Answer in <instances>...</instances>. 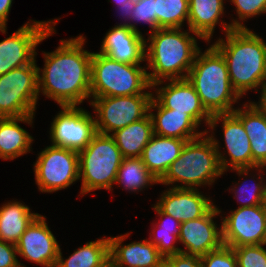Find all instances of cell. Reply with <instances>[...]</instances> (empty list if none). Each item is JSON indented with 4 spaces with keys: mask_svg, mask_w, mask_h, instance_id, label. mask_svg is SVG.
Listing matches in <instances>:
<instances>
[{
    "mask_svg": "<svg viewBox=\"0 0 266 267\" xmlns=\"http://www.w3.org/2000/svg\"><path fill=\"white\" fill-rule=\"evenodd\" d=\"M85 42L82 35L62 39L55 51L44 52V68L38 67L39 93L59 106H79L91 97L93 52L84 50Z\"/></svg>",
    "mask_w": 266,
    "mask_h": 267,
    "instance_id": "1",
    "label": "cell"
},
{
    "mask_svg": "<svg viewBox=\"0 0 266 267\" xmlns=\"http://www.w3.org/2000/svg\"><path fill=\"white\" fill-rule=\"evenodd\" d=\"M237 19L221 22L226 38L212 45L224 57L231 86L241 98L266 82V43Z\"/></svg>",
    "mask_w": 266,
    "mask_h": 267,
    "instance_id": "2",
    "label": "cell"
},
{
    "mask_svg": "<svg viewBox=\"0 0 266 267\" xmlns=\"http://www.w3.org/2000/svg\"><path fill=\"white\" fill-rule=\"evenodd\" d=\"M181 30L182 28H158L145 39V61H148L146 68L152 69V72H147V76L152 87L163 85V79H186L200 50L196 36L201 37L194 32L190 35L189 31Z\"/></svg>",
    "mask_w": 266,
    "mask_h": 267,
    "instance_id": "3",
    "label": "cell"
},
{
    "mask_svg": "<svg viewBox=\"0 0 266 267\" xmlns=\"http://www.w3.org/2000/svg\"><path fill=\"white\" fill-rule=\"evenodd\" d=\"M186 79L211 115L235 110L234 104L240 97L231 86L224 57L213 45L203 53L201 49L197 52Z\"/></svg>",
    "mask_w": 266,
    "mask_h": 267,
    "instance_id": "4",
    "label": "cell"
},
{
    "mask_svg": "<svg viewBox=\"0 0 266 267\" xmlns=\"http://www.w3.org/2000/svg\"><path fill=\"white\" fill-rule=\"evenodd\" d=\"M208 132L211 131L206 130L200 137L185 143L179 157L169 166L159 184H174L172 188L197 189L202 185L212 186L215 179L224 174L216 147ZM179 182L180 185H175Z\"/></svg>",
    "mask_w": 266,
    "mask_h": 267,
    "instance_id": "5",
    "label": "cell"
},
{
    "mask_svg": "<svg viewBox=\"0 0 266 267\" xmlns=\"http://www.w3.org/2000/svg\"><path fill=\"white\" fill-rule=\"evenodd\" d=\"M147 68L140 64L120 63L97 52L91 58V97L131 96L153 94Z\"/></svg>",
    "mask_w": 266,
    "mask_h": 267,
    "instance_id": "6",
    "label": "cell"
},
{
    "mask_svg": "<svg viewBox=\"0 0 266 267\" xmlns=\"http://www.w3.org/2000/svg\"><path fill=\"white\" fill-rule=\"evenodd\" d=\"M78 156L80 194L113 188L123 156L111 135L96 133Z\"/></svg>",
    "mask_w": 266,
    "mask_h": 267,
    "instance_id": "7",
    "label": "cell"
},
{
    "mask_svg": "<svg viewBox=\"0 0 266 267\" xmlns=\"http://www.w3.org/2000/svg\"><path fill=\"white\" fill-rule=\"evenodd\" d=\"M36 60L0 75V118L35 114L39 96Z\"/></svg>",
    "mask_w": 266,
    "mask_h": 267,
    "instance_id": "8",
    "label": "cell"
},
{
    "mask_svg": "<svg viewBox=\"0 0 266 267\" xmlns=\"http://www.w3.org/2000/svg\"><path fill=\"white\" fill-rule=\"evenodd\" d=\"M220 121L222 122L225 148L230 157L228 160L219 151V140H216L212 134L209 136L216 147L222 171L227 172L230 169L236 171L239 176L248 175L254 169L259 171V174L264 173L262 170L266 169V166H258L252 160L250 140L242 122L233 113L214 114L208 127L213 130Z\"/></svg>",
    "mask_w": 266,
    "mask_h": 267,
    "instance_id": "9",
    "label": "cell"
},
{
    "mask_svg": "<svg viewBox=\"0 0 266 267\" xmlns=\"http://www.w3.org/2000/svg\"><path fill=\"white\" fill-rule=\"evenodd\" d=\"M154 94L131 96L90 97L96 116V132L111 135L116 130L144 118Z\"/></svg>",
    "mask_w": 266,
    "mask_h": 267,
    "instance_id": "10",
    "label": "cell"
},
{
    "mask_svg": "<svg viewBox=\"0 0 266 267\" xmlns=\"http://www.w3.org/2000/svg\"><path fill=\"white\" fill-rule=\"evenodd\" d=\"M34 166L39 191L53 193L79 180L78 152L50 145L43 149Z\"/></svg>",
    "mask_w": 266,
    "mask_h": 267,
    "instance_id": "11",
    "label": "cell"
},
{
    "mask_svg": "<svg viewBox=\"0 0 266 267\" xmlns=\"http://www.w3.org/2000/svg\"><path fill=\"white\" fill-rule=\"evenodd\" d=\"M60 19L27 22L11 36L0 42V75L35 60L36 47L51 36ZM57 21V22H56Z\"/></svg>",
    "mask_w": 266,
    "mask_h": 267,
    "instance_id": "12",
    "label": "cell"
},
{
    "mask_svg": "<svg viewBox=\"0 0 266 267\" xmlns=\"http://www.w3.org/2000/svg\"><path fill=\"white\" fill-rule=\"evenodd\" d=\"M222 219L224 245L233 248L266 244V204L238 207Z\"/></svg>",
    "mask_w": 266,
    "mask_h": 267,
    "instance_id": "13",
    "label": "cell"
},
{
    "mask_svg": "<svg viewBox=\"0 0 266 267\" xmlns=\"http://www.w3.org/2000/svg\"><path fill=\"white\" fill-rule=\"evenodd\" d=\"M61 109L51 122L52 145L80 152L97 133L95 118L80 106H61Z\"/></svg>",
    "mask_w": 266,
    "mask_h": 267,
    "instance_id": "14",
    "label": "cell"
},
{
    "mask_svg": "<svg viewBox=\"0 0 266 267\" xmlns=\"http://www.w3.org/2000/svg\"><path fill=\"white\" fill-rule=\"evenodd\" d=\"M220 213L214 205L204 216L180 224L179 242L185 246L181 253L201 258L223 245L222 226L213 220Z\"/></svg>",
    "mask_w": 266,
    "mask_h": 267,
    "instance_id": "15",
    "label": "cell"
},
{
    "mask_svg": "<svg viewBox=\"0 0 266 267\" xmlns=\"http://www.w3.org/2000/svg\"><path fill=\"white\" fill-rule=\"evenodd\" d=\"M19 256L45 267H55L60 246L46 223V216L38 215L16 244Z\"/></svg>",
    "mask_w": 266,
    "mask_h": 267,
    "instance_id": "16",
    "label": "cell"
},
{
    "mask_svg": "<svg viewBox=\"0 0 266 267\" xmlns=\"http://www.w3.org/2000/svg\"><path fill=\"white\" fill-rule=\"evenodd\" d=\"M162 87L155 88L154 98L167 109L173 112L188 113L200 125L205 122L209 125L212 115L202 105L200 97L187 79L168 80ZM203 120V121H202Z\"/></svg>",
    "mask_w": 266,
    "mask_h": 267,
    "instance_id": "17",
    "label": "cell"
},
{
    "mask_svg": "<svg viewBox=\"0 0 266 267\" xmlns=\"http://www.w3.org/2000/svg\"><path fill=\"white\" fill-rule=\"evenodd\" d=\"M197 188H169L155 204L163 213L180 223L204 216L214 203Z\"/></svg>",
    "mask_w": 266,
    "mask_h": 267,
    "instance_id": "18",
    "label": "cell"
},
{
    "mask_svg": "<svg viewBox=\"0 0 266 267\" xmlns=\"http://www.w3.org/2000/svg\"><path fill=\"white\" fill-rule=\"evenodd\" d=\"M145 38L122 23L106 33L100 53L120 63L141 64L145 61Z\"/></svg>",
    "mask_w": 266,
    "mask_h": 267,
    "instance_id": "19",
    "label": "cell"
},
{
    "mask_svg": "<svg viewBox=\"0 0 266 267\" xmlns=\"http://www.w3.org/2000/svg\"><path fill=\"white\" fill-rule=\"evenodd\" d=\"M129 235V233H125L116 237L110 236V267H159L165 261L157 247L148 239L122 245Z\"/></svg>",
    "mask_w": 266,
    "mask_h": 267,
    "instance_id": "20",
    "label": "cell"
},
{
    "mask_svg": "<svg viewBox=\"0 0 266 267\" xmlns=\"http://www.w3.org/2000/svg\"><path fill=\"white\" fill-rule=\"evenodd\" d=\"M154 109L157 110L156 114L152 112ZM149 115L153 123V133L159 136L189 141L206 133V130L197 131L200 124L190 114L164 108L154 95L149 105Z\"/></svg>",
    "mask_w": 266,
    "mask_h": 267,
    "instance_id": "21",
    "label": "cell"
},
{
    "mask_svg": "<svg viewBox=\"0 0 266 267\" xmlns=\"http://www.w3.org/2000/svg\"><path fill=\"white\" fill-rule=\"evenodd\" d=\"M187 141L153 134L145 146L141 159L149 172L159 181L169 166L179 157Z\"/></svg>",
    "mask_w": 266,
    "mask_h": 267,
    "instance_id": "22",
    "label": "cell"
},
{
    "mask_svg": "<svg viewBox=\"0 0 266 267\" xmlns=\"http://www.w3.org/2000/svg\"><path fill=\"white\" fill-rule=\"evenodd\" d=\"M34 115L0 118V158L13 160L31 151L34 139L18 122L32 125Z\"/></svg>",
    "mask_w": 266,
    "mask_h": 267,
    "instance_id": "23",
    "label": "cell"
},
{
    "mask_svg": "<svg viewBox=\"0 0 266 267\" xmlns=\"http://www.w3.org/2000/svg\"><path fill=\"white\" fill-rule=\"evenodd\" d=\"M243 124L250 140L252 160L258 166H266V115L253 104L246 103L243 108L232 112Z\"/></svg>",
    "mask_w": 266,
    "mask_h": 267,
    "instance_id": "24",
    "label": "cell"
},
{
    "mask_svg": "<svg viewBox=\"0 0 266 267\" xmlns=\"http://www.w3.org/2000/svg\"><path fill=\"white\" fill-rule=\"evenodd\" d=\"M224 9V0H189L188 30L209 43Z\"/></svg>",
    "mask_w": 266,
    "mask_h": 267,
    "instance_id": "25",
    "label": "cell"
},
{
    "mask_svg": "<svg viewBox=\"0 0 266 267\" xmlns=\"http://www.w3.org/2000/svg\"><path fill=\"white\" fill-rule=\"evenodd\" d=\"M153 134V123L148 113L144 118L116 130L111 136L123 158H141Z\"/></svg>",
    "mask_w": 266,
    "mask_h": 267,
    "instance_id": "26",
    "label": "cell"
},
{
    "mask_svg": "<svg viewBox=\"0 0 266 267\" xmlns=\"http://www.w3.org/2000/svg\"><path fill=\"white\" fill-rule=\"evenodd\" d=\"M20 201H10L0 207V240L16 245L31 222L38 216Z\"/></svg>",
    "mask_w": 266,
    "mask_h": 267,
    "instance_id": "27",
    "label": "cell"
},
{
    "mask_svg": "<svg viewBox=\"0 0 266 267\" xmlns=\"http://www.w3.org/2000/svg\"><path fill=\"white\" fill-rule=\"evenodd\" d=\"M55 267H110L109 238L87 242L65 260L60 248Z\"/></svg>",
    "mask_w": 266,
    "mask_h": 267,
    "instance_id": "28",
    "label": "cell"
},
{
    "mask_svg": "<svg viewBox=\"0 0 266 267\" xmlns=\"http://www.w3.org/2000/svg\"><path fill=\"white\" fill-rule=\"evenodd\" d=\"M153 209L160 217V222H157V226L150 232L149 241L157 247L164 258L181 253L182 248L175 245L177 241L179 242L180 221L163 213L156 205Z\"/></svg>",
    "mask_w": 266,
    "mask_h": 267,
    "instance_id": "29",
    "label": "cell"
},
{
    "mask_svg": "<svg viewBox=\"0 0 266 267\" xmlns=\"http://www.w3.org/2000/svg\"><path fill=\"white\" fill-rule=\"evenodd\" d=\"M115 183L129 192H136L159 181L149 172L141 158H123Z\"/></svg>",
    "mask_w": 266,
    "mask_h": 267,
    "instance_id": "30",
    "label": "cell"
},
{
    "mask_svg": "<svg viewBox=\"0 0 266 267\" xmlns=\"http://www.w3.org/2000/svg\"><path fill=\"white\" fill-rule=\"evenodd\" d=\"M156 29L182 28L188 22L189 0H156Z\"/></svg>",
    "mask_w": 266,
    "mask_h": 267,
    "instance_id": "31",
    "label": "cell"
},
{
    "mask_svg": "<svg viewBox=\"0 0 266 267\" xmlns=\"http://www.w3.org/2000/svg\"><path fill=\"white\" fill-rule=\"evenodd\" d=\"M257 175L260 177L256 178L259 181L258 183H256L257 180H254L255 184L252 183L250 185L246 182L248 180L244 179L242 184L239 185L240 186L239 190L236 187V184L234 187L230 189L233 192L235 191L234 196L236 197V200L238 199L237 201L241 202V205L239 207H249L254 205L266 204V182H263L264 180L263 174L261 175L257 174Z\"/></svg>",
    "mask_w": 266,
    "mask_h": 267,
    "instance_id": "32",
    "label": "cell"
},
{
    "mask_svg": "<svg viewBox=\"0 0 266 267\" xmlns=\"http://www.w3.org/2000/svg\"><path fill=\"white\" fill-rule=\"evenodd\" d=\"M266 244L233 247L238 267H266Z\"/></svg>",
    "mask_w": 266,
    "mask_h": 267,
    "instance_id": "33",
    "label": "cell"
},
{
    "mask_svg": "<svg viewBox=\"0 0 266 267\" xmlns=\"http://www.w3.org/2000/svg\"><path fill=\"white\" fill-rule=\"evenodd\" d=\"M155 2L156 0H135V7L131 12L130 21H134V23H123V25H127L133 31L140 32L136 27L135 21L138 22H145L149 24L150 31L153 32L156 30V13H155Z\"/></svg>",
    "mask_w": 266,
    "mask_h": 267,
    "instance_id": "34",
    "label": "cell"
},
{
    "mask_svg": "<svg viewBox=\"0 0 266 267\" xmlns=\"http://www.w3.org/2000/svg\"><path fill=\"white\" fill-rule=\"evenodd\" d=\"M202 267H238L233 248L222 245L201 257Z\"/></svg>",
    "mask_w": 266,
    "mask_h": 267,
    "instance_id": "35",
    "label": "cell"
},
{
    "mask_svg": "<svg viewBox=\"0 0 266 267\" xmlns=\"http://www.w3.org/2000/svg\"><path fill=\"white\" fill-rule=\"evenodd\" d=\"M230 2L235 5L238 18L243 22L250 17L266 13V0H230Z\"/></svg>",
    "mask_w": 266,
    "mask_h": 267,
    "instance_id": "36",
    "label": "cell"
},
{
    "mask_svg": "<svg viewBox=\"0 0 266 267\" xmlns=\"http://www.w3.org/2000/svg\"><path fill=\"white\" fill-rule=\"evenodd\" d=\"M16 254V245L0 240V267H25Z\"/></svg>",
    "mask_w": 266,
    "mask_h": 267,
    "instance_id": "37",
    "label": "cell"
},
{
    "mask_svg": "<svg viewBox=\"0 0 266 267\" xmlns=\"http://www.w3.org/2000/svg\"><path fill=\"white\" fill-rule=\"evenodd\" d=\"M170 267H202L201 258L197 256L178 253L165 258Z\"/></svg>",
    "mask_w": 266,
    "mask_h": 267,
    "instance_id": "38",
    "label": "cell"
},
{
    "mask_svg": "<svg viewBox=\"0 0 266 267\" xmlns=\"http://www.w3.org/2000/svg\"><path fill=\"white\" fill-rule=\"evenodd\" d=\"M13 0H0V31L6 34L8 14L11 10Z\"/></svg>",
    "mask_w": 266,
    "mask_h": 267,
    "instance_id": "39",
    "label": "cell"
},
{
    "mask_svg": "<svg viewBox=\"0 0 266 267\" xmlns=\"http://www.w3.org/2000/svg\"><path fill=\"white\" fill-rule=\"evenodd\" d=\"M261 97L258 103L251 102L260 112L266 115V83H264L261 87Z\"/></svg>",
    "mask_w": 266,
    "mask_h": 267,
    "instance_id": "40",
    "label": "cell"
},
{
    "mask_svg": "<svg viewBox=\"0 0 266 267\" xmlns=\"http://www.w3.org/2000/svg\"><path fill=\"white\" fill-rule=\"evenodd\" d=\"M134 7H135V0L129 1L128 5H121L120 7H118V10L125 22L126 20L127 21L130 20L131 12L134 9Z\"/></svg>",
    "mask_w": 266,
    "mask_h": 267,
    "instance_id": "41",
    "label": "cell"
},
{
    "mask_svg": "<svg viewBox=\"0 0 266 267\" xmlns=\"http://www.w3.org/2000/svg\"><path fill=\"white\" fill-rule=\"evenodd\" d=\"M117 4V7H120L121 5H128V2L129 1H132V0H114Z\"/></svg>",
    "mask_w": 266,
    "mask_h": 267,
    "instance_id": "42",
    "label": "cell"
},
{
    "mask_svg": "<svg viewBox=\"0 0 266 267\" xmlns=\"http://www.w3.org/2000/svg\"><path fill=\"white\" fill-rule=\"evenodd\" d=\"M159 267H170L165 261Z\"/></svg>",
    "mask_w": 266,
    "mask_h": 267,
    "instance_id": "43",
    "label": "cell"
}]
</instances>
